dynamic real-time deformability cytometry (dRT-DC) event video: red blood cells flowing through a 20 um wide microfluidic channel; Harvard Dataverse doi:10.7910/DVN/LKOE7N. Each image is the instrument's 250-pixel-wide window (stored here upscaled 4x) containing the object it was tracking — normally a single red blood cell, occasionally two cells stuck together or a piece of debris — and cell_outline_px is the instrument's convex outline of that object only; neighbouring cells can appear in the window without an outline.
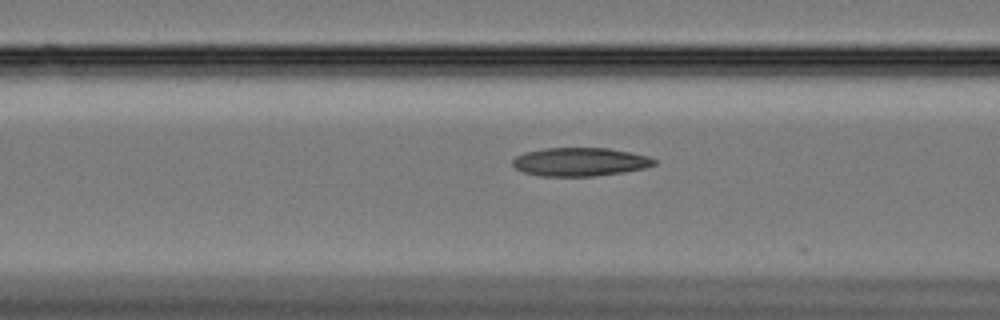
{"species": "Egyptian fruit bat (a non-hibernating species)", "species_latin": "Rousettus aegyptiacus", "temperature_condition": "cold", "stored_images_in_passage": 15, "camera_frame_rate_fps": 3000, "um_per_image_px": 0.085, "animal": {"sex": "female"}, "frame": {"image": 1, "passage_image": 6, "time_ms": 1.667, "image_size_px": [1000, 320], "cell_outline_px": [[656, 164], [644, 168], [596, 176], [540, 176], [524, 172], [516, 168], [512, 164], [512, 160], [516, 156], [524, 152], [544, 148], [608, 148], [632, 152], [648, 156], [656, 160]], "centroid_in_image_um": [49.28, 13.75], "position_along_channel_um": 117.3, "area_um2": 23.47}}
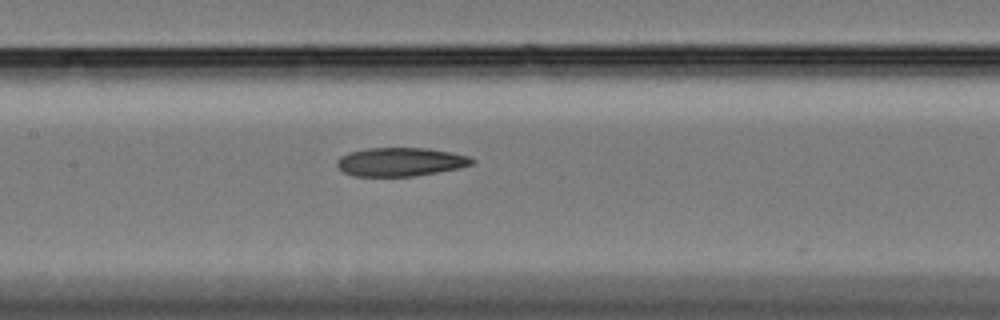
{"frame": {"image": 2, "passage_image": 11, "time_ms": 3.333, "image_size_px": [1000, 320], "cell_outline_px": [[476, 160], [472, 164], [460, 168], [412, 176], [356, 176], [344, 172], [336, 164], [336, 160], [340, 156], [348, 152], [368, 148], [428, 148], [452, 152], [468, 156]], "centroid_in_image_um": [34.04, 13.75], "position_along_channel_um": 173.4, "area_um2": 22.48}}